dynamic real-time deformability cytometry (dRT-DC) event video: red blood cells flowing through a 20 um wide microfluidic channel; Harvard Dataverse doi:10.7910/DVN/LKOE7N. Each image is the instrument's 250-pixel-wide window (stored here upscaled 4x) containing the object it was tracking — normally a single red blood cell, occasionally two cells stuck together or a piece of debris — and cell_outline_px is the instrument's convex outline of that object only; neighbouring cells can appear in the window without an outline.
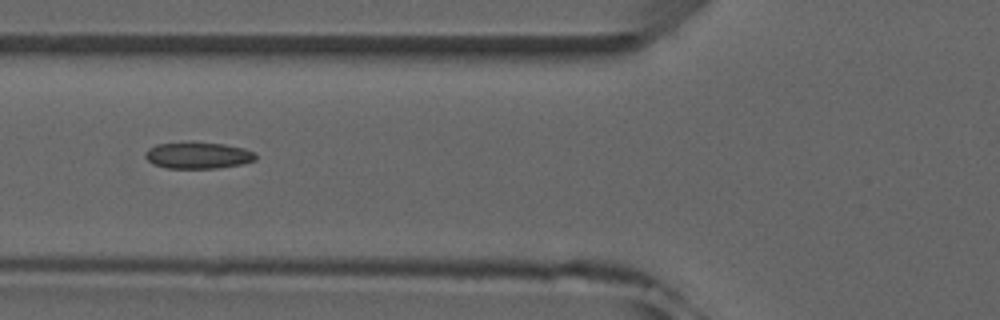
{"species": "common noctule bat (a hibernating species)", "species_latin": "Nyctalus noctula", "temperature_condition": "room temperature", "stored_images_in_passage": 5, "camera_frame_rate_fps": 3000, "um_per_image_px": 0.085, "animal": {"sex": "male", "forearm_length_mm": 52.5}, "frame": {"image": 1, "passage_image": 5, "time_ms": 5.667, "image_size_px": [1000, 320], "cell_outline_px": [[256, 160], [240, 164], [220, 168], [168, 168], [152, 164], [144, 156], [144, 152], [148, 148], [156, 144], [224, 144], [244, 148], [256, 152]], "centroid_in_image_um": [16.84, 13.24], "position_along_channel_um": 109.0, "area_um2": 16.65}}